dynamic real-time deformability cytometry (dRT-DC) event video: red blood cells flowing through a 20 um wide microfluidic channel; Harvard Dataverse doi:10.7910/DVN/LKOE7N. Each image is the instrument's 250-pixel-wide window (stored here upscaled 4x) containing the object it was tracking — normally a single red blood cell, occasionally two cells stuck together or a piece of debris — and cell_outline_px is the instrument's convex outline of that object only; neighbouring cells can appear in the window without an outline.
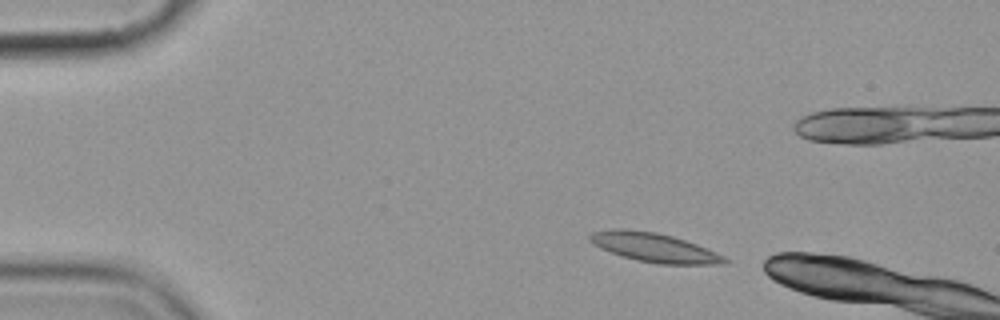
{"species": "common noctule bat (a hibernating species)", "species_latin": "Nyctalus noctula", "temperature_condition": "cold", "stored_images_in_passage": 2, "camera_frame_rate_fps": 3000, "um_per_image_px": 0.085, "animal": {"sex": "female", "body_mass_g": 19.9}, "frame": {"image": 1, "passage_image": 1, "time_ms": 0.0, "image_size_px": [1000, 320], "cell_outline_px": [[728, 264], [660, 264], [636, 260], [600, 248], [592, 244], [588, 240], [588, 236], [592, 232], [612, 228], [624, 228], [656, 232], [672, 236], [696, 244], [716, 252], [724, 256], [728, 260]], "centroid_in_image_um": [55.58, 21.03], "position_along_channel_um": 29.4, "area_um2": 22.83}}